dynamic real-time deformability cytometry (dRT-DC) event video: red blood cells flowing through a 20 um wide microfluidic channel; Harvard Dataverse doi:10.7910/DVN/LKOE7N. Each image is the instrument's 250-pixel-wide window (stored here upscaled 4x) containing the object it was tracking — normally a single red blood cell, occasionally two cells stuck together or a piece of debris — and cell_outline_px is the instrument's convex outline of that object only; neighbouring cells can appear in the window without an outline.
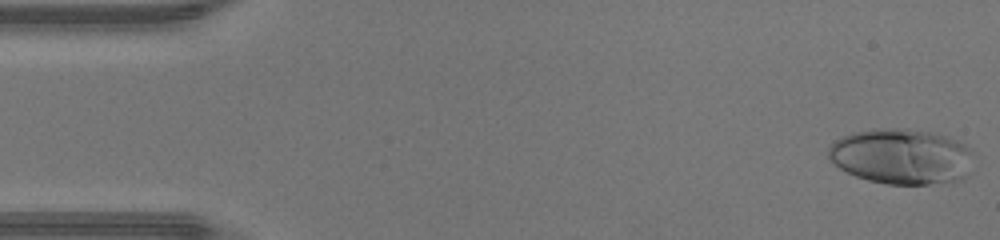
{"species": "human", "species_latin": "Homo sapiens", "temperature_condition": "warm", "stored_images_in_passage": 9, "camera_frame_rate_fps": 3000, "um_per_image_px": 0.085, "donor": {"sex": "male"}, "frame": {"image": 1, "passage_image": 1, "time_ms": 0.0, "image_size_px": [1000, 240], "cell_outline_px": [[976, 152], [964, 180], [928, 184], [888, 184], [868, 180], [856, 176], [840, 168], [828, 160], [828, 148], [840, 136], [852, 132], [876, 128], [900, 128], [932, 132], [948, 136], [972, 148]], "centroid_in_image_um": [76.65, 13.29], "position_along_channel_um": 8.3, "area_um2": 47.57}}